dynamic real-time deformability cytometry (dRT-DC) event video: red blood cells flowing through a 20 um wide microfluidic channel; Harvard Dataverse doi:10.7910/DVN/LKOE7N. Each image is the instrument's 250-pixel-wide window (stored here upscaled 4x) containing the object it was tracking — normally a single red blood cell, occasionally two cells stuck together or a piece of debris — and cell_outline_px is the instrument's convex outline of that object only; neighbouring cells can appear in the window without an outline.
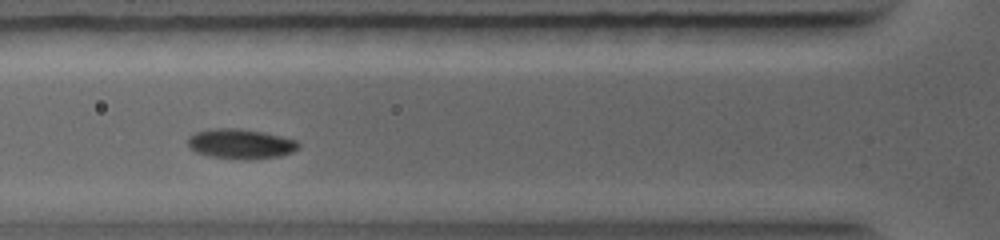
{"species": "common noctule bat (a hibernating species)", "species_latin": "Nyctalus noctula", "temperature_condition": "warm", "stored_images_in_passage": 11, "camera_frame_rate_fps": 5000, "um_per_image_px": 0.085, "animal": {"sex": "female", "body_mass_g": 19.0, "forearm_length_mm": 56.7}, "frame": {"image": 1, "passage_image": 4, "time_ms": 2.2, "image_size_px": [1000, 240], "cell_outline_px": [[300, 144], [292, 152], [280, 156], [248, 160], [240, 160], [212, 156], [196, 152], [188, 144], [188, 136], [196, 132], [216, 128], [240, 128], [264, 132], [296, 140]], "centroid_in_image_um": [20.46, 12.23], "position_along_channel_um": 105.3, "area_um2": 19.19}}
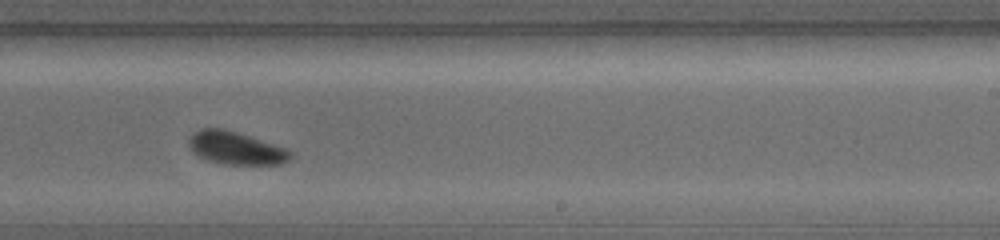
{"frame": {"image": 2, "passage_image": 8, "time_ms": 5.4, "image_size_px": [1000, 240], "cell_outline_px": [[292, 156], [288, 160], [280, 164], [220, 164], [208, 160], [192, 152], [188, 144], [188, 140], [200, 128], [224, 128], [284, 148], [292, 152]], "centroid_in_image_um": [20.01, 12.59], "position_along_channel_um": 269.0, "area_um2": 19.07}}
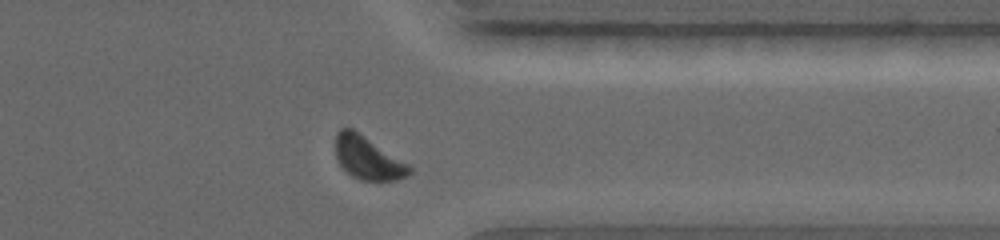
{"frame": {"image": 3, "passage_image": 11, "time_ms": 7.6, "image_size_px": [1000, 240], "cell_outline_px": [[412, 172], [408, 176], [396, 180], [360, 180], [352, 176], [340, 164], [336, 156], [336, 132], [340, 128], [352, 128], [408, 164], [412, 168]], "centroid_in_image_um": [31.27, 13.43], "position_along_channel_um": 380.1, "area_um2": 18.21}}